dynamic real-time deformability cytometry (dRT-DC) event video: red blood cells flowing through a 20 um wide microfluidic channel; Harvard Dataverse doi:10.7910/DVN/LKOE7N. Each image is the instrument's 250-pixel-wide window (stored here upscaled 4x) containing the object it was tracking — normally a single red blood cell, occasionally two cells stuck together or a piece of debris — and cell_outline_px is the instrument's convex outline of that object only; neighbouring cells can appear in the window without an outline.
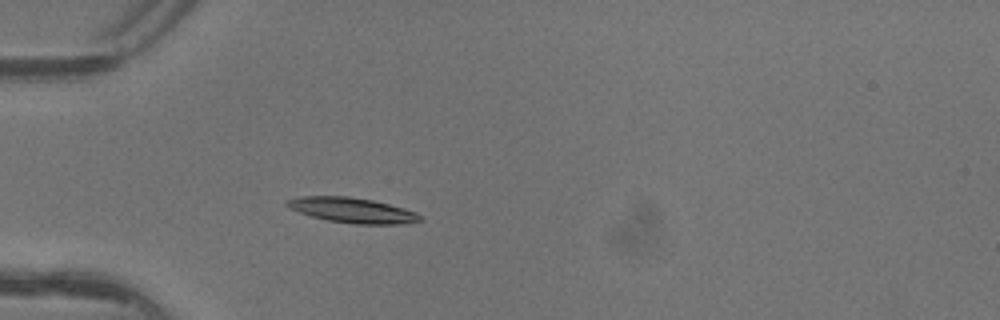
{"species": "common noctule bat (a hibernating species)", "species_latin": "Nyctalus noctula", "temperature_condition": "warm", "stored_images_in_passage": 1, "camera_frame_rate_fps": 3000, "um_per_image_px": 0.085, "animal": {"sex": "female"}, "frame": {"image": 1, "passage_image": 1, "time_ms": 0.0, "image_size_px": [1000, 320], "cell_outline_px": [[424, 220], [400, 224], [356, 224], [328, 220], [312, 216], [300, 212], [284, 204], [288, 200], [300, 196], [348, 196], [372, 200], [404, 208], [416, 212]], "centroid_in_image_um": [29.97, 17.87], "position_along_channel_um": 55.0, "area_um2": 19.25}}